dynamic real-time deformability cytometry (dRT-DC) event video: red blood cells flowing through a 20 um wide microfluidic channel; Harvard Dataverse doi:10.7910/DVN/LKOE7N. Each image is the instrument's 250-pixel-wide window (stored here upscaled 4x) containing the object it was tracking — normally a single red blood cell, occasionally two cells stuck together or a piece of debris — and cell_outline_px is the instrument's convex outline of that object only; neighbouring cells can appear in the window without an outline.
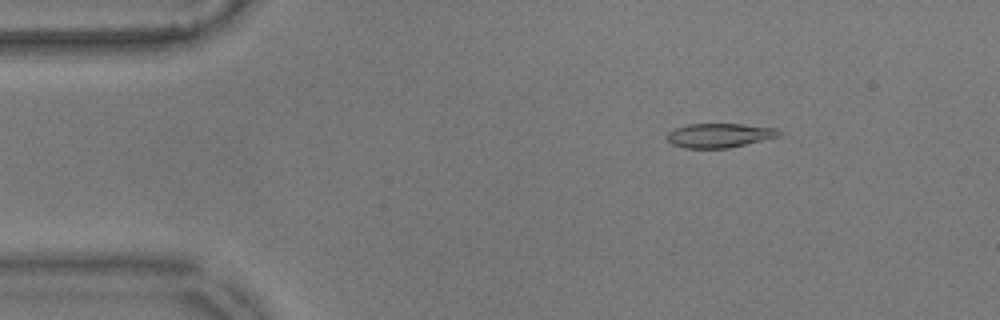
{"species": "common noctule bat (a hibernating species)", "species_latin": "Nyctalus noctula", "temperature_condition": "warm", "stored_images_in_passage": 54, "camera_frame_rate_fps": 3000, "um_per_image_px": 0.085, "animal": {"sex": "male", "body_mass_g": 17.9}, "frame": {"image": 1, "passage_image": 6, "time_ms": 1.667, "image_size_px": [1000, 320], "cell_outline_px": [[780, 136], [728, 148], [684, 148], [672, 144], [664, 136], [668, 132], [676, 128], [688, 124], [740, 124], [776, 128], [780, 132]], "centroid_in_image_um": [61.1, 11.51], "position_along_channel_um": 23.9, "area_um2": 15.72}}
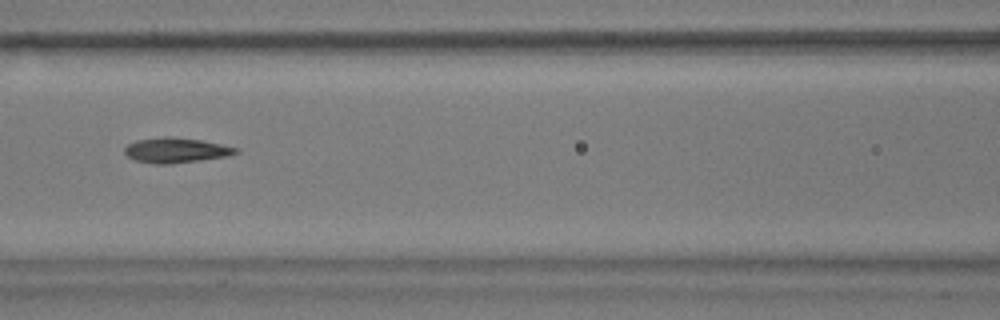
{"frame": {"image": 2, "passage_image": 22, "time_ms": 7.0, "image_size_px": [1000, 320], "cell_outline_px": [[240, 152], [228, 156], [200, 160], [168, 164], [152, 164], [136, 160], [128, 156], [124, 152], [124, 148], [128, 144], [136, 140], [164, 136], [168, 136], [200, 140], [240, 148]], "centroid_in_image_um": [14.96, 12.77], "position_along_channel_um": 151.6, "area_um2": 16.24}}
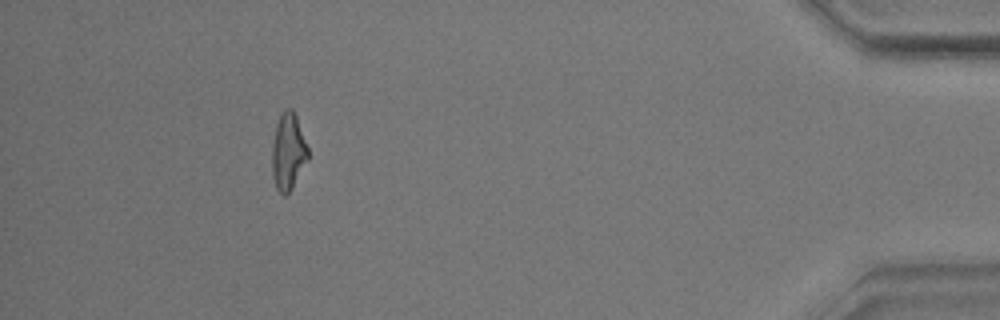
{"frame": {"image": 3, "passage_image": 49, "time_ms": 16.0, "image_size_px": [1000, 320], "cell_outline_px": [[308, 160], [292, 188], [284, 196], [276, 188], [272, 176], [272, 144], [276, 124], [280, 112], [284, 108], [292, 108], [296, 116], [308, 148]], "centroid_in_image_um": [24.48, 12.87], "position_along_channel_um": 410.7, "area_um2": 16.18}, "authors_computed_cell_mechanics": {"area_um2": 16.0106, "velocity_mm_per_s": 3.565, "shape_relaxation_time_tau1_ms": 5.9902, "shape_relaxation_time_tau2_ms": 1.8897, "deformation_change_tau1": 0.1942, "deformation_change_tau2": 0.107}}